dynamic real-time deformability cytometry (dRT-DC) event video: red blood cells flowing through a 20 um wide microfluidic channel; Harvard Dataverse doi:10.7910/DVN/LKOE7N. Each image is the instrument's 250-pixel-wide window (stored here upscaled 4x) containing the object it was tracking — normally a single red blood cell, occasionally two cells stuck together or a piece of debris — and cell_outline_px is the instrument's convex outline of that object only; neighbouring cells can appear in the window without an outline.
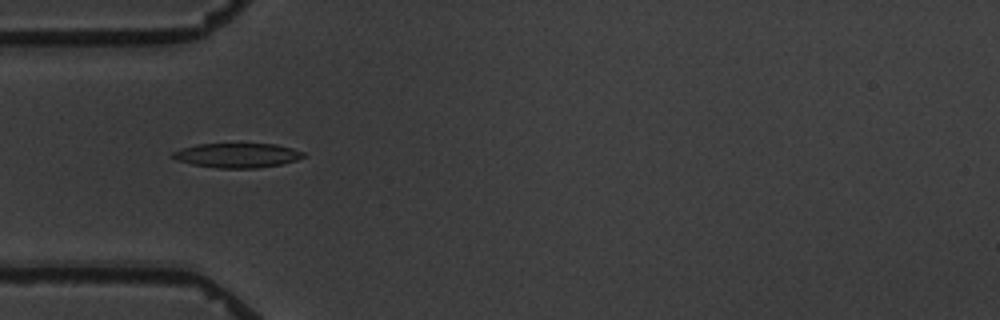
{"species": "common noctule bat (a hibernating species)", "species_latin": "Nyctalus noctula", "temperature_condition": "warm", "stored_images_in_passage": 5, "camera_frame_rate_fps": 3000, "um_per_image_px": 0.085, "animal": {"sex": "male", "body_mass_g": 19.5, "forearm_length_mm": 54.6}, "frame": {"image": 1, "passage_image": 4, "time_ms": 5.0, "image_size_px": [1000, 320], "cell_outline_px": [[304, 156], [296, 160], [280, 164], [256, 168], [220, 168], [192, 164], [176, 160], [168, 156], [172, 152], [196, 144], [276, 144], [292, 148], [304, 152]], "centroid_in_image_um": [20.13, 13.2], "position_along_channel_um": 64.9, "area_um2": 18.55}}
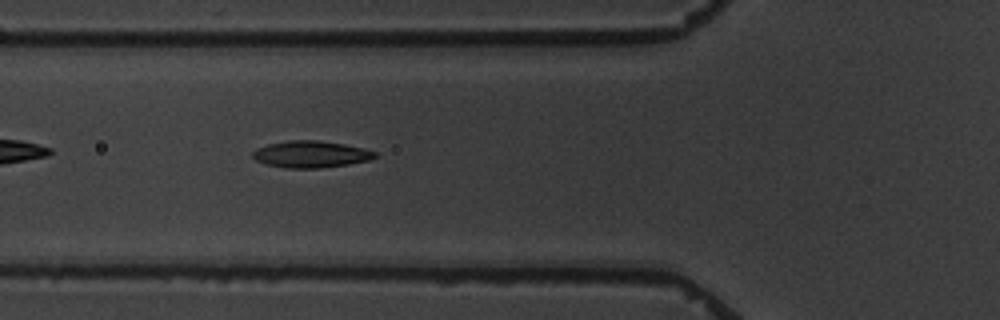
{"frame": {"image": 2, "passage_image": 5, "time_ms": 6.0, "image_size_px": [1000, 320], "cell_outline_px": [[376, 156], [368, 160], [348, 164], [320, 168], [284, 168], [268, 164], [256, 160], [252, 156], [252, 152], [256, 148], [268, 144], [288, 140], [316, 140], [344, 144], [364, 148], [376, 152]], "centroid_in_image_um": [26.4, 13.1], "position_along_channel_um": 99.4, "area_um2": 18.96}}